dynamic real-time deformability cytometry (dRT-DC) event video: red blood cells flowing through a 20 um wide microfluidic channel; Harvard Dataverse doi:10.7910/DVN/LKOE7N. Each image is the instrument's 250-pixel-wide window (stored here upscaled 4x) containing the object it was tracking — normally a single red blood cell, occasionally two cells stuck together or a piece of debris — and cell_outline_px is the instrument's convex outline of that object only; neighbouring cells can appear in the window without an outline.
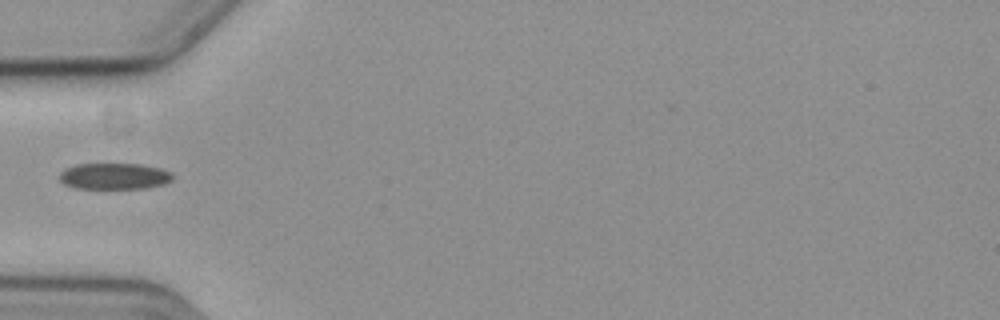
{"species": "common noctule bat (a hibernating species)", "species_latin": "Nyctalus noctula", "temperature_condition": "cold", "stored_images_in_passage": 24, "camera_frame_rate_fps": 3000, "um_per_image_px": 0.085, "animal": {"sex": "female", "body_mass_g": 19.3, "forearm_length_mm": 54.1}, "frame": {"image": 1, "passage_image": 1, "time_ms": 0.0, "image_size_px": [1000, 320], "cell_outline_px": [[172, 180], [164, 184], [144, 188], [76, 188], [64, 184], [60, 180], [60, 172], [76, 164], [140, 164], [160, 168], [172, 172]], "centroid_in_image_um": [9.73, 14.97], "position_along_channel_um": 75.3, "area_um2": 17.17}}